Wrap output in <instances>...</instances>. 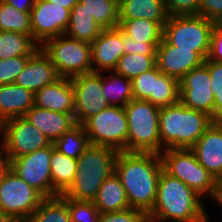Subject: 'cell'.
Masks as SVG:
<instances>
[{"instance_id":"8992f818","label":"cell","mask_w":222,"mask_h":222,"mask_svg":"<svg viewBox=\"0 0 222 222\" xmlns=\"http://www.w3.org/2000/svg\"><path fill=\"white\" fill-rule=\"evenodd\" d=\"M163 170L181 180L201 197L216 200L218 181L198 162L191 149H166L161 154Z\"/></svg>"},{"instance_id":"60d3db41","label":"cell","mask_w":222,"mask_h":222,"mask_svg":"<svg viewBox=\"0 0 222 222\" xmlns=\"http://www.w3.org/2000/svg\"><path fill=\"white\" fill-rule=\"evenodd\" d=\"M122 43L124 53L156 55V49L161 42H135L122 31Z\"/></svg>"},{"instance_id":"7dc6e473","label":"cell","mask_w":222,"mask_h":222,"mask_svg":"<svg viewBox=\"0 0 222 222\" xmlns=\"http://www.w3.org/2000/svg\"><path fill=\"white\" fill-rule=\"evenodd\" d=\"M0 222H19L16 218L0 211Z\"/></svg>"},{"instance_id":"f1b7e54d","label":"cell","mask_w":222,"mask_h":222,"mask_svg":"<svg viewBox=\"0 0 222 222\" xmlns=\"http://www.w3.org/2000/svg\"><path fill=\"white\" fill-rule=\"evenodd\" d=\"M40 46L32 34L0 31V60L23 55H32Z\"/></svg>"},{"instance_id":"6da1fadb","label":"cell","mask_w":222,"mask_h":222,"mask_svg":"<svg viewBox=\"0 0 222 222\" xmlns=\"http://www.w3.org/2000/svg\"><path fill=\"white\" fill-rule=\"evenodd\" d=\"M163 170L160 154L120 151L115 174L124 187L131 208L149 213L157 198L158 179Z\"/></svg>"},{"instance_id":"f907efd6","label":"cell","mask_w":222,"mask_h":222,"mask_svg":"<svg viewBox=\"0 0 222 222\" xmlns=\"http://www.w3.org/2000/svg\"><path fill=\"white\" fill-rule=\"evenodd\" d=\"M0 135H2V122H0ZM3 152V141H2V138H1V141H0V154Z\"/></svg>"},{"instance_id":"4316f807","label":"cell","mask_w":222,"mask_h":222,"mask_svg":"<svg viewBox=\"0 0 222 222\" xmlns=\"http://www.w3.org/2000/svg\"><path fill=\"white\" fill-rule=\"evenodd\" d=\"M52 197L64 194L73 184L77 172V159L68 157L55 148L50 161Z\"/></svg>"},{"instance_id":"7a4b0ae2","label":"cell","mask_w":222,"mask_h":222,"mask_svg":"<svg viewBox=\"0 0 222 222\" xmlns=\"http://www.w3.org/2000/svg\"><path fill=\"white\" fill-rule=\"evenodd\" d=\"M201 199L192 188L162 170L149 222H209Z\"/></svg>"},{"instance_id":"9a60e30c","label":"cell","mask_w":222,"mask_h":222,"mask_svg":"<svg viewBox=\"0 0 222 222\" xmlns=\"http://www.w3.org/2000/svg\"><path fill=\"white\" fill-rule=\"evenodd\" d=\"M71 10L57 3L35 0L30 12V26L33 40L41 46L45 41L65 35Z\"/></svg>"},{"instance_id":"484cf974","label":"cell","mask_w":222,"mask_h":222,"mask_svg":"<svg viewBox=\"0 0 222 222\" xmlns=\"http://www.w3.org/2000/svg\"><path fill=\"white\" fill-rule=\"evenodd\" d=\"M102 31V26L98 24L93 15L84 8L82 2L79 1L71 9L68 29L65 33L66 36L92 43Z\"/></svg>"},{"instance_id":"cb8c5ba5","label":"cell","mask_w":222,"mask_h":222,"mask_svg":"<svg viewBox=\"0 0 222 222\" xmlns=\"http://www.w3.org/2000/svg\"><path fill=\"white\" fill-rule=\"evenodd\" d=\"M168 17L163 0H123L119 4V19L144 18L164 27Z\"/></svg>"},{"instance_id":"c3c4849f","label":"cell","mask_w":222,"mask_h":222,"mask_svg":"<svg viewBox=\"0 0 222 222\" xmlns=\"http://www.w3.org/2000/svg\"><path fill=\"white\" fill-rule=\"evenodd\" d=\"M216 201L222 206V177L218 180V191L216 196Z\"/></svg>"},{"instance_id":"681fc988","label":"cell","mask_w":222,"mask_h":222,"mask_svg":"<svg viewBox=\"0 0 222 222\" xmlns=\"http://www.w3.org/2000/svg\"><path fill=\"white\" fill-rule=\"evenodd\" d=\"M212 22H213L214 28L222 29V12L219 15H217Z\"/></svg>"},{"instance_id":"74e56055","label":"cell","mask_w":222,"mask_h":222,"mask_svg":"<svg viewBox=\"0 0 222 222\" xmlns=\"http://www.w3.org/2000/svg\"><path fill=\"white\" fill-rule=\"evenodd\" d=\"M31 55L0 60V85L14 83Z\"/></svg>"},{"instance_id":"ba28073f","label":"cell","mask_w":222,"mask_h":222,"mask_svg":"<svg viewBox=\"0 0 222 222\" xmlns=\"http://www.w3.org/2000/svg\"><path fill=\"white\" fill-rule=\"evenodd\" d=\"M212 20L200 15L169 16L162 38L179 49L210 52Z\"/></svg>"},{"instance_id":"8d00e7d4","label":"cell","mask_w":222,"mask_h":222,"mask_svg":"<svg viewBox=\"0 0 222 222\" xmlns=\"http://www.w3.org/2000/svg\"><path fill=\"white\" fill-rule=\"evenodd\" d=\"M63 199L68 203L71 222H99L100 212L92 201Z\"/></svg>"},{"instance_id":"8fae6325","label":"cell","mask_w":222,"mask_h":222,"mask_svg":"<svg viewBox=\"0 0 222 222\" xmlns=\"http://www.w3.org/2000/svg\"><path fill=\"white\" fill-rule=\"evenodd\" d=\"M3 154L15 159L50 146L52 143L24 116L2 123Z\"/></svg>"},{"instance_id":"bcb514c9","label":"cell","mask_w":222,"mask_h":222,"mask_svg":"<svg viewBox=\"0 0 222 222\" xmlns=\"http://www.w3.org/2000/svg\"><path fill=\"white\" fill-rule=\"evenodd\" d=\"M8 167H9V161L7 160V158L4 156L2 152L0 154V179Z\"/></svg>"},{"instance_id":"5bb4252c","label":"cell","mask_w":222,"mask_h":222,"mask_svg":"<svg viewBox=\"0 0 222 222\" xmlns=\"http://www.w3.org/2000/svg\"><path fill=\"white\" fill-rule=\"evenodd\" d=\"M74 88L76 124H83L110 105L102 93V72H90L71 78Z\"/></svg>"},{"instance_id":"7402d4cb","label":"cell","mask_w":222,"mask_h":222,"mask_svg":"<svg viewBox=\"0 0 222 222\" xmlns=\"http://www.w3.org/2000/svg\"><path fill=\"white\" fill-rule=\"evenodd\" d=\"M24 117L37 127L51 143L76 125L74 113H59L33 106Z\"/></svg>"},{"instance_id":"f6af8a7d","label":"cell","mask_w":222,"mask_h":222,"mask_svg":"<svg viewBox=\"0 0 222 222\" xmlns=\"http://www.w3.org/2000/svg\"><path fill=\"white\" fill-rule=\"evenodd\" d=\"M48 2L58 4L68 9H72L80 0H46Z\"/></svg>"},{"instance_id":"ee69618b","label":"cell","mask_w":222,"mask_h":222,"mask_svg":"<svg viewBox=\"0 0 222 222\" xmlns=\"http://www.w3.org/2000/svg\"><path fill=\"white\" fill-rule=\"evenodd\" d=\"M22 12H31L35 0H2Z\"/></svg>"},{"instance_id":"836d02e7","label":"cell","mask_w":222,"mask_h":222,"mask_svg":"<svg viewBox=\"0 0 222 222\" xmlns=\"http://www.w3.org/2000/svg\"><path fill=\"white\" fill-rule=\"evenodd\" d=\"M156 66V55L124 53L113 70L127 79H134L138 75Z\"/></svg>"},{"instance_id":"e575fe53","label":"cell","mask_w":222,"mask_h":222,"mask_svg":"<svg viewBox=\"0 0 222 222\" xmlns=\"http://www.w3.org/2000/svg\"><path fill=\"white\" fill-rule=\"evenodd\" d=\"M0 31L32 34L30 12H22L0 0Z\"/></svg>"},{"instance_id":"d4e9b609","label":"cell","mask_w":222,"mask_h":222,"mask_svg":"<svg viewBox=\"0 0 222 222\" xmlns=\"http://www.w3.org/2000/svg\"><path fill=\"white\" fill-rule=\"evenodd\" d=\"M93 204L100 213L117 212L130 208L124 187L115 172L103 182Z\"/></svg>"},{"instance_id":"83f0119b","label":"cell","mask_w":222,"mask_h":222,"mask_svg":"<svg viewBox=\"0 0 222 222\" xmlns=\"http://www.w3.org/2000/svg\"><path fill=\"white\" fill-rule=\"evenodd\" d=\"M108 73H111L109 76ZM107 75L102 74V93L110 106L125 107L134 99L132 83L130 79L108 71Z\"/></svg>"},{"instance_id":"f546056e","label":"cell","mask_w":222,"mask_h":222,"mask_svg":"<svg viewBox=\"0 0 222 222\" xmlns=\"http://www.w3.org/2000/svg\"><path fill=\"white\" fill-rule=\"evenodd\" d=\"M119 28L135 42H161L163 27L152 20L119 19Z\"/></svg>"},{"instance_id":"9c48e42d","label":"cell","mask_w":222,"mask_h":222,"mask_svg":"<svg viewBox=\"0 0 222 222\" xmlns=\"http://www.w3.org/2000/svg\"><path fill=\"white\" fill-rule=\"evenodd\" d=\"M82 125L92 145L127 151L128 121L124 107L109 106Z\"/></svg>"},{"instance_id":"30bf717a","label":"cell","mask_w":222,"mask_h":222,"mask_svg":"<svg viewBox=\"0 0 222 222\" xmlns=\"http://www.w3.org/2000/svg\"><path fill=\"white\" fill-rule=\"evenodd\" d=\"M45 197L9 167L0 179V211L24 222Z\"/></svg>"},{"instance_id":"7c38bea8","label":"cell","mask_w":222,"mask_h":222,"mask_svg":"<svg viewBox=\"0 0 222 222\" xmlns=\"http://www.w3.org/2000/svg\"><path fill=\"white\" fill-rule=\"evenodd\" d=\"M54 148L52 143L50 146L33 153L15 159H7L9 168L45 198H52L50 161Z\"/></svg>"},{"instance_id":"f35d334b","label":"cell","mask_w":222,"mask_h":222,"mask_svg":"<svg viewBox=\"0 0 222 222\" xmlns=\"http://www.w3.org/2000/svg\"><path fill=\"white\" fill-rule=\"evenodd\" d=\"M99 222H149L146 211L128 208L117 212L100 213Z\"/></svg>"},{"instance_id":"3957f363","label":"cell","mask_w":222,"mask_h":222,"mask_svg":"<svg viewBox=\"0 0 222 222\" xmlns=\"http://www.w3.org/2000/svg\"><path fill=\"white\" fill-rule=\"evenodd\" d=\"M206 113L187 108L180 100L160 107L159 135L166 149H191L212 124Z\"/></svg>"},{"instance_id":"52a82bcc","label":"cell","mask_w":222,"mask_h":222,"mask_svg":"<svg viewBox=\"0 0 222 222\" xmlns=\"http://www.w3.org/2000/svg\"><path fill=\"white\" fill-rule=\"evenodd\" d=\"M40 48L60 77L72 78L92 72L91 43L61 35L45 41Z\"/></svg>"},{"instance_id":"4dcf8cb0","label":"cell","mask_w":222,"mask_h":222,"mask_svg":"<svg viewBox=\"0 0 222 222\" xmlns=\"http://www.w3.org/2000/svg\"><path fill=\"white\" fill-rule=\"evenodd\" d=\"M24 222H71L68 203L60 195L45 198Z\"/></svg>"},{"instance_id":"1f68e13d","label":"cell","mask_w":222,"mask_h":222,"mask_svg":"<svg viewBox=\"0 0 222 222\" xmlns=\"http://www.w3.org/2000/svg\"><path fill=\"white\" fill-rule=\"evenodd\" d=\"M90 144L89 138L81 124H76L53 143L56 150L74 159H78Z\"/></svg>"},{"instance_id":"603a6c76","label":"cell","mask_w":222,"mask_h":222,"mask_svg":"<svg viewBox=\"0 0 222 222\" xmlns=\"http://www.w3.org/2000/svg\"><path fill=\"white\" fill-rule=\"evenodd\" d=\"M34 106V92L16 83L0 85V122L24 116Z\"/></svg>"},{"instance_id":"277c9868","label":"cell","mask_w":222,"mask_h":222,"mask_svg":"<svg viewBox=\"0 0 222 222\" xmlns=\"http://www.w3.org/2000/svg\"><path fill=\"white\" fill-rule=\"evenodd\" d=\"M119 151L92 145L77 159V172L73 184L62 195L78 201L95 199L103 182L114 173Z\"/></svg>"},{"instance_id":"44dd1931","label":"cell","mask_w":222,"mask_h":222,"mask_svg":"<svg viewBox=\"0 0 222 222\" xmlns=\"http://www.w3.org/2000/svg\"><path fill=\"white\" fill-rule=\"evenodd\" d=\"M34 105L59 113H74V88L71 78L60 77L34 93Z\"/></svg>"},{"instance_id":"2e32d148","label":"cell","mask_w":222,"mask_h":222,"mask_svg":"<svg viewBox=\"0 0 222 222\" xmlns=\"http://www.w3.org/2000/svg\"><path fill=\"white\" fill-rule=\"evenodd\" d=\"M179 100L187 107L206 113L213 121L214 95L208 67L192 69L180 81Z\"/></svg>"},{"instance_id":"b9f144b4","label":"cell","mask_w":222,"mask_h":222,"mask_svg":"<svg viewBox=\"0 0 222 222\" xmlns=\"http://www.w3.org/2000/svg\"><path fill=\"white\" fill-rule=\"evenodd\" d=\"M222 12V0H201L199 15L214 20Z\"/></svg>"},{"instance_id":"ac0fdd59","label":"cell","mask_w":222,"mask_h":222,"mask_svg":"<svg viewBox=\"0 0 222 222\" xmlns=\"http://www.w3.org/2000/svg\"><path fill=\"white\" fill-rule=\"evenodd\" d=\"M123 54L122 30L103 29L91 43L92 72L113 71Z\"/></svg>"},{"instance_id":"816d5d0a","label":"cell","mask_w":222,"mask_h":222,"mask_svg":"<svg viewBox=\"0 0 222 222\" xmlns=\"http://www.w3.org/2000/svg\"><path fill=\"white\" fill-rule=\"evenodd\" d=\"M118 4H120L123 0H115Z\"/></svg>"},{"instance_id":"5b68a950","label":"cell","mask_w":222,"mask_h":222,"mask_svg":"<svg viewBox=\"0 0 222 222\" xmlns=\"http://www.w3.org/2000/svg\"><path fill=\"white\" fill-rule=\"evenodd\" d=\"M128 121L127 152L161 154L159 135L160 107L146 100H131L124 107Z\"/></svg>"},{"instance_id":"ab89813d","label":"cell","mask_w":222,"mask_h":222,"mask_svg":"<svg viewBox=\"0 0 222 222\" xmlns=\"http://www.w3.org/2000/svg\"><path fill=\"white\" fill-rule=\"evenodd\" d=\"M168 16L199 15L201 0H163Z\"/></svg>"},{"instance_id":"d6986e66","label":"cell","mask_w":222,"mask_h":222,"mask_svg":"<svg viewBox=\"0 0 222 222\" xmlns=\"http://www.w3.org/2000/svg\"><path fill=\"white\" fill-rule=\"evenodd\" d=\"M191 150L198 162L218 181L222 177V122H212Z\"/></svg>"},{"instance_id":"ffe728a7","label":"cell","mask_w":222,"mask_h":222,"mask_svg":"<svg viewBox=\"0 0 222 222\" xmlns=\"http://www.w3.org/2000/svg\"><path fill=\"white\" fill-rule=\"evenodd\" d=\"M60 78L49 57L39 47L27 60L14 83L32 92L54 83Z\"/></svg>"},{"instance_id":"d6a6232c","label":"cell","mask_w":222,"mask_h":222,"mask_svg":"<svg viewBox=\"0 0 222 222\" xmlns=\"http://www.w3.org/2000/svg\"><path fill=\"white\" fill-rule=\"evenodd\" d=\"M103 29L119 27V4L115 0H80Z\"/></svg>"},{"instance_id":"4fadbf2b","label":"cell","mask_w":222,"mask_h":222,"mask_svg":"<svg viewBox=\"0 0 222 222\" xmlns=\"http://www.w3.org/2000/svg\"><path fill=\"white\" fill-rule=\"evenodd\" d=\"M136 100H146L158 107H165L179 101L180 86L176 78L165 75L157 66L131 80Z\"/></svg>"},{"instance_id":"7bdbcfd3","label":"cell","mask_w":222,"mask_h":222,"mask_svg":"<svg viewBox=\"0 0 222 222\" xmlns=\"http://www.w3.org/2000/svg\"><path fill=\"white\" fill-rule=\"evenodd\" d=\"M208 59L222 62V29L220 28H214L212 32Z\"/></svg>"},{"instance_id":"d590c367","label":"cell","mask_w":222,"mask_h":222,"mask_svg":"<svg viewBox=\"0 0 222 222\" xmlns=\"http://www.w3.org/2000/svg\"><path fill=\"white\" fill-rule=\"evenodd\" d=\"M211 78V91L214 95L213 122H222V62L205 60Z\"/></svg>"},{"instance_id":"e0dca14e","label":"cell","mask_w":222,"mask_h":222,"mask_svg":"<svg viewBox=\"0 0 222 222\" xmlns=\"http://www.w3.org/2000/svg\"><path fill=\"white\" fill-rule=\"evenodd\" d=\"M208 55L209 52L179 49L162 38L156 49V66L161 73L180 81L192 69L203 65Z\"/></svg>"}]
</instances>
